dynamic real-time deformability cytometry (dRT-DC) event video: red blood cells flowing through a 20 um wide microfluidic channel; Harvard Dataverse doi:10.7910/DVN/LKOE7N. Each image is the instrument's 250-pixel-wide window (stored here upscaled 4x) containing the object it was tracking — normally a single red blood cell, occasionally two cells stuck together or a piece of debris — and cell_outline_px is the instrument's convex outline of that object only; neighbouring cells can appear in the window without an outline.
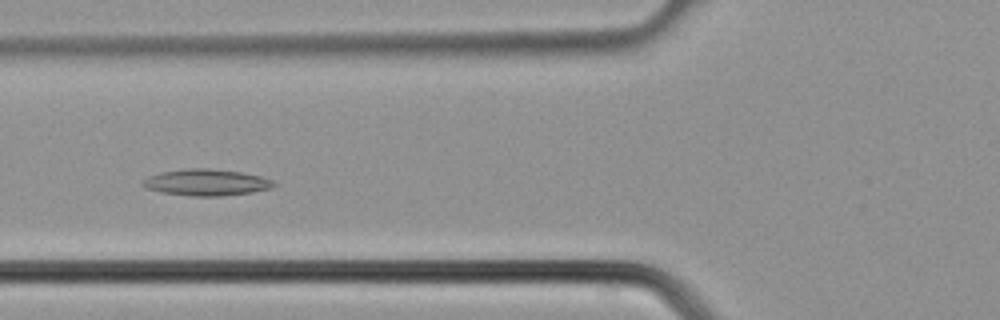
{"species": "common noctule bat (a hibernating species)", "species_latin": "Nyctalus noctula", "temperature_condition": "cold", "stored_images_in_passage": 36, "camera_frame_rate_fps": 3000, "um_per_image_px": 0.085, "animal": {"sex": "male", "body_mass_g": 21.5, "forearm_length_mm": 52.0}, "frame": {"image": 1, "passage_image": 12, "time_ms": 3.667, "image_size_px": [1000, 320], "cell_outline_px": [[276, 184], [272, 188], [252, 192], [220, 196], [192, 196], [160, 192], [144, 188], [140, 184], [148, 176], [160, 172], [184, 168], [208, 168], [244, 172], [260, 176], [272, 180]], "centroid_in_image_um": [17.51, 15.5], "position_along_channel_um": 108.3, "area_um2": 20.4}}
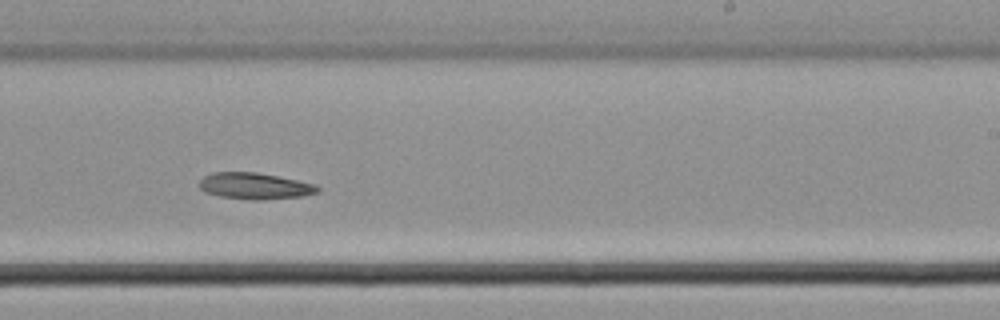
{"frame": {"image": 2, "passage_image": 21, "time_ms": 6.667, "image_size_px": [1000, 320], "cell_outline_px": [[320, 192], [304, 196], [264, 200], [252, 200], [220, 196], [204, 192], [200, 188], [200, 180], [204, 176], [212, 172], [256, 172], [316, 184], [320, 188]], "centroid_in_image_um": [21.68, 15.82], "position_along_channel_um": 267.3, "area_um2": 18.26}}
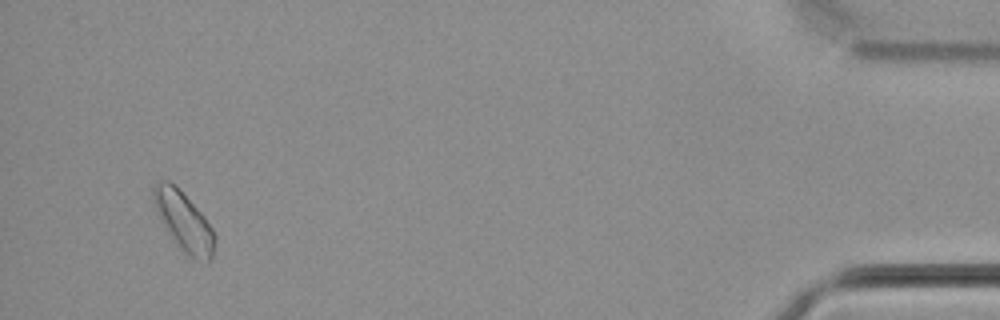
{"frame": {"image": 3, "passage_image": 34, "time_ms": 11.0, "image_size_px": [1000, 320], "cell_outline_px": [[216, 244], [212, 260], [208, 264], [196, 260], [188, 256], [180, 248], [168, 232], [160, 220], [152, 200], [152, 184], [156, 180], [168, 180], [204, 216], [212, 228], [216, 236]], "centroid_in_image_um": [15.63, 18.87], "position_along_channel_um": 419.6, "area_um2": 21.15}}